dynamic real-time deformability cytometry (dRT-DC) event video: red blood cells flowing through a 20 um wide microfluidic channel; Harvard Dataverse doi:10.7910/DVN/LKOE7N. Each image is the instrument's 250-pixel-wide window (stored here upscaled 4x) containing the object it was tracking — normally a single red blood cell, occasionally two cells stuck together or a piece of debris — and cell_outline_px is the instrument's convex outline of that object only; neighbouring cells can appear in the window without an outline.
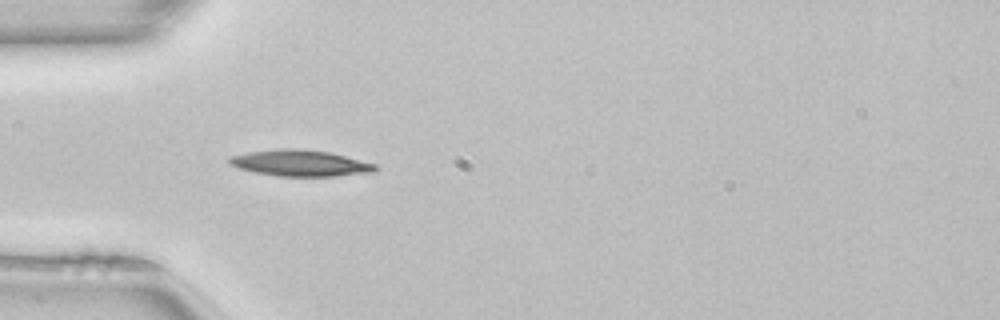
{"species": "common noctule bat (a hibernating species)", "species_latin": "Nyctalus noctula", "temperature_condition": "room temperature", "stored_images_in_passage": 50, "camera_frame_rate_fps": 3000, "um_per_image_px": 0.085, "animal": {"sex": "female", "body_mass_g": 22.7, "forearm_length_mm": 54.2}, "frame": {"image": 1, "passage_image": 15, "time_ms": 4.667, "image_size_px": [1000, 320], "cell_outline_px": [[376, 172], [336, 176], [280, 176], [256, 172], [236, 168], [228, 160], [232, 156], [248, 152], [280, 148], [300, 148], [332, 152], [376, 164]], "centroid_in_image_um": [25.57, 13.85], "position_along_channel_um": 59.4, "area_um2": 22.37}}